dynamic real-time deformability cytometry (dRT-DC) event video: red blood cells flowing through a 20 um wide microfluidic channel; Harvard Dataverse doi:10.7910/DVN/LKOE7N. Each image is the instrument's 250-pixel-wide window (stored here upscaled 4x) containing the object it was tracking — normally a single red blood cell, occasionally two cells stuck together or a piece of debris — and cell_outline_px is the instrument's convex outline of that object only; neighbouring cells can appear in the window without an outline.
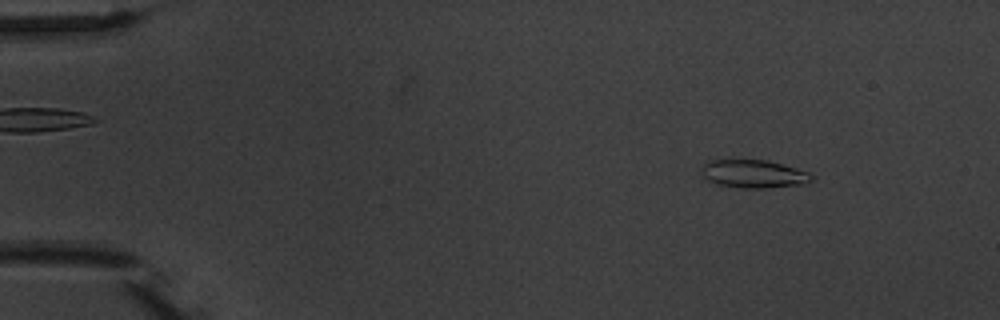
{"species": "common noctule bat (a hibernating species)", "species_latin": "Nyctalus noctula", "temperature_condition": "warm", "stored_images_in_passage": 5, "camera_frame_rate_fps": 3000, "um_per_image_px": 0.085, "animal": {"sex": "male", "body_mass_g": 20.1, "forearm_length_mm": 53.5}, "frame": {"image": 1, "passage_image": 2, "time_ms": 1.333, "image_size_px": [1000, 320], "cell_outline_px": [[812, 180], [804, 184], [764, 188], [744, 188], [716, 184], [708, 180], [704, 176], [700, 168], [708, 160], [768, 160], [796, 168], [808, 172], [812, 176]], "centroid_in_image_um": [64.04, 14.78], "position_along_channel_um": 21.0, "area_um2": 17.92}}
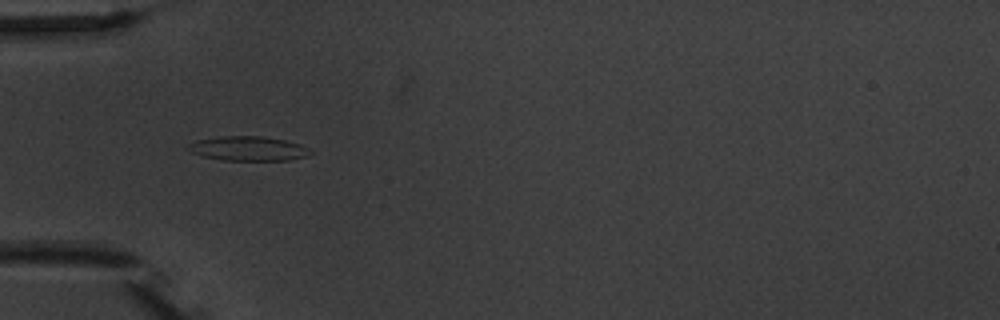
{"frame": {"image": 2, "passage_image": 5, "time_ms": 5.0, "image_size_px": [1000, 320], "cell_outline_px": [[312, 152], [304, 156], [288, 160], [220, 160], [204, 156], [192, 152], [184, 148], [188, 144], [196, 140], [220, 136], [260, 136], [284, 140], [300, 144], [308, 148]], "centroid_in_image_um": [21.04, 12.62], "position_along_channel_um": 64.0, "area_um2": 17.28}}